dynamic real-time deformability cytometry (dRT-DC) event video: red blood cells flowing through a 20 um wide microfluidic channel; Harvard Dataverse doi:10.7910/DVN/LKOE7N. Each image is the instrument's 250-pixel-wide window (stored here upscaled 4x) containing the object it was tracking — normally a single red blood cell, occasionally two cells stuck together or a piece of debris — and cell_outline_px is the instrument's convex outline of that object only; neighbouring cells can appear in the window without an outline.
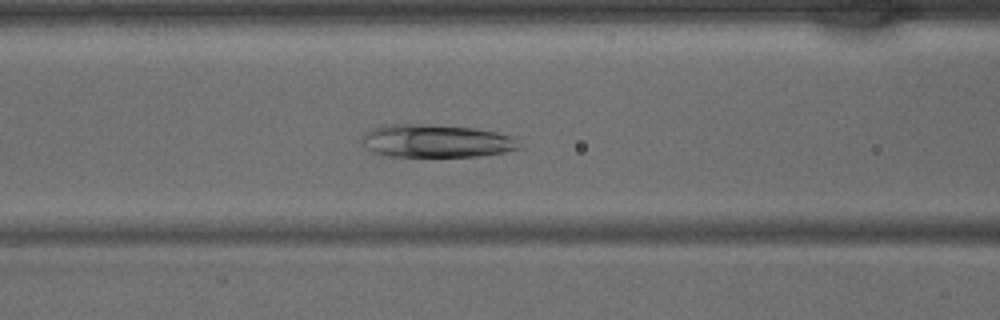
{"species": "common noctule bat (a hibernating species)", "species_latin": "Nyctalus noctula", "temperature_condition": "warm", "stored_images_in_passage": 42, "camera_frame_rate_fps": 3000, "um_per_image_px": 0.085, "animal": {"sex": "male", "body_mass_g": 15.6}, "frame": {"image": 1, "passage_image": 17, "time_ms": 5.333, "image_size_px": [1000, 320], "cell_outline_px": [[524, 148], [504, 152], [476, 156], [388, 156], [372, 152], [364, 144], [360, 136], [372, 128], [388, 124], [420, 124], [476, 128], [496, 132], [512, 136]], "centroid_in_image_um": [37.08, 11.98], "position_along_channel_um": 129.5, "area_um2": 30.17}}
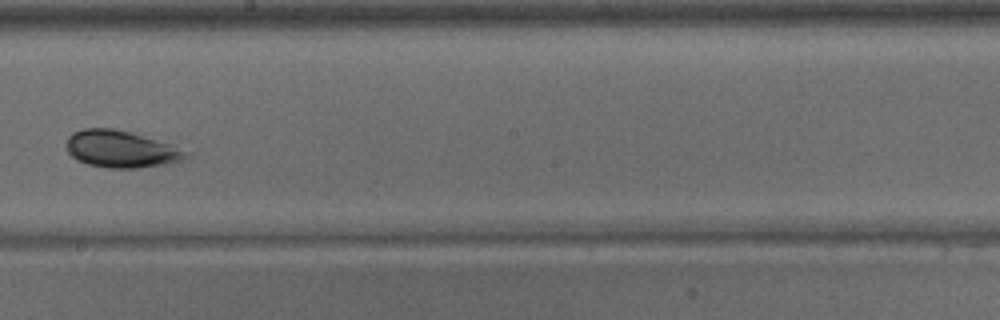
{"frame": {"image": 2, "passage_image": 24, "time_ms": 7.667, "image_size_px": [1000, 320], "cell_outline_px": [[196, 152], [192, 156], [184, 160], [164, 164], [136, 168], [108, 168], [88, 164], [76, 160], [68, 152], [64, 144], [68, 136], [72, 132], [84, 128], [112, 128], [132, 132]], "centroid_in_image_um": [10.34, 12.67], "position_along_channel_um": 237.9, "area_um2": 26.36}}
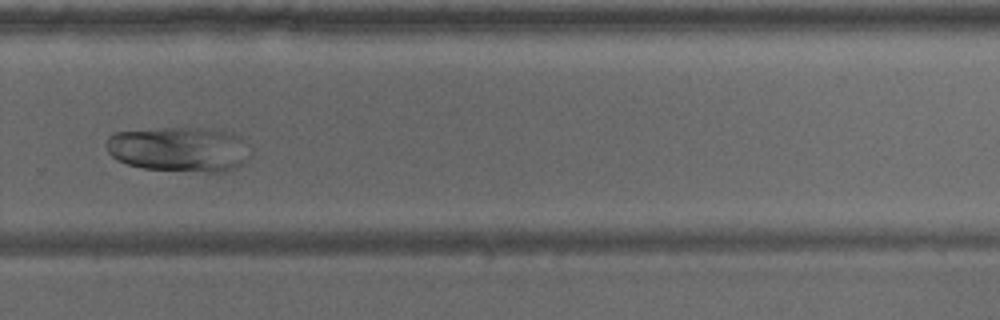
{"frame": {"image": 3, "passage_image": 29, "time_ms": 9.333, "image_size_px": [1000, 320], "cell_outline_px": [[252, 156], [244, 164], [236, 168], [224, 172], [208, 172], [144, 168], [128, 164], [116, 160], [108, 152], [104, 144], [108, 136], [116, 132], [156, 128], [220, 128], [240, 136], [252, 144]], "centroid_in_image_um": [15.34, 12.67], "position_along_channel_um": 314.5, "area_um2": 38.84}}